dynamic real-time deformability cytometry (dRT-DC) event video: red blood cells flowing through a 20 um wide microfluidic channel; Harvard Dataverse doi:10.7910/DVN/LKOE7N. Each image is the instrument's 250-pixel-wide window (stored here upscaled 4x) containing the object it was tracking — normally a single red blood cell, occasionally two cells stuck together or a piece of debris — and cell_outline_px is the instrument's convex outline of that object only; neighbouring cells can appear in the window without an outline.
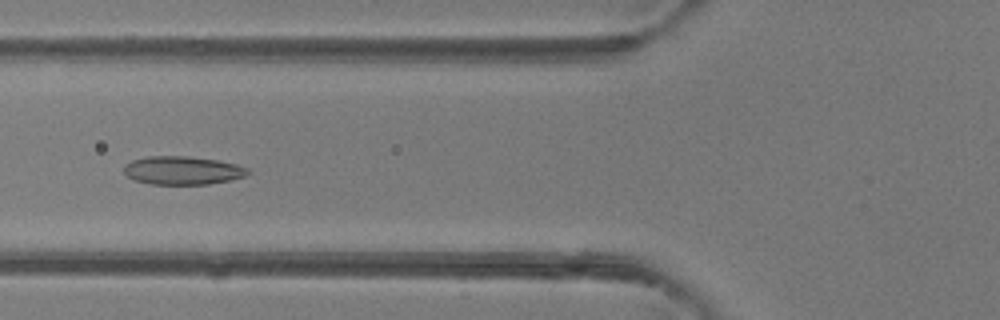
{"species": "common noctule bat (a hibernating species)", "species_latin": "Nyctalus noctula", "temperature_condition": "room temperature", "stored_images_in_passage": 33, "camera_frame_rate_fps": 3000, "um_per_image_px": 0.085, "animal": {"sex": "female"}, "frame": {"image": 1, "passage_image": 19, "time_ms": 6.0, "image_size_px": [1000, 320], "cell_outline_px": [[248, 172], [244, 176], [228, 180], [208, 184], [152, 184], [132, 180], [124, 172], [124, 164], [132, 160], [148, 156], [188, 156], [216, 160], [236, 164], [248, 168]], "centroid_in_image_um": [15.46, 14.48], "position_along_channel_um": 110.3, "area_um2": 20.35}}
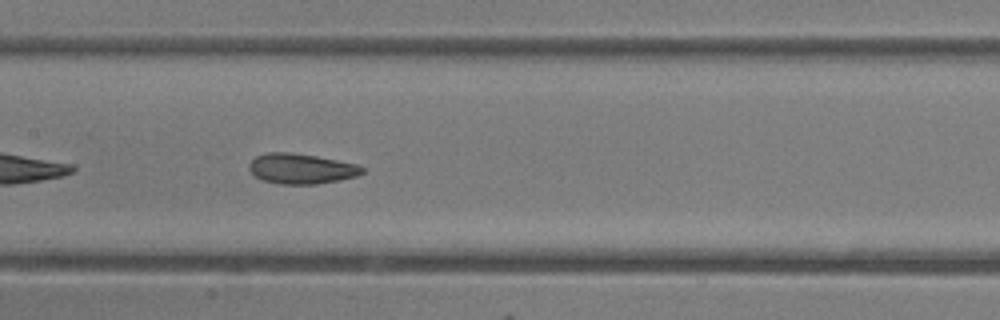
{"frame": {"image": 2, "passage_image": 24, "time_ms": 7.667, "image_size_px": [1000, 320], "cell_outline_px": [[364, 172], [356, 176], [340, 180], [316, 184], [280, 184], [264, 180], [256, 176], [248, 168], [248, 164], [256, 156], [268, 152], [292, 152], [316, 156], [356, 164], [364, 168]], "centroid_in_image_um": [25.6, 14.33], "position_along_channel_um": 181.8, "area_um2": 19.83}}